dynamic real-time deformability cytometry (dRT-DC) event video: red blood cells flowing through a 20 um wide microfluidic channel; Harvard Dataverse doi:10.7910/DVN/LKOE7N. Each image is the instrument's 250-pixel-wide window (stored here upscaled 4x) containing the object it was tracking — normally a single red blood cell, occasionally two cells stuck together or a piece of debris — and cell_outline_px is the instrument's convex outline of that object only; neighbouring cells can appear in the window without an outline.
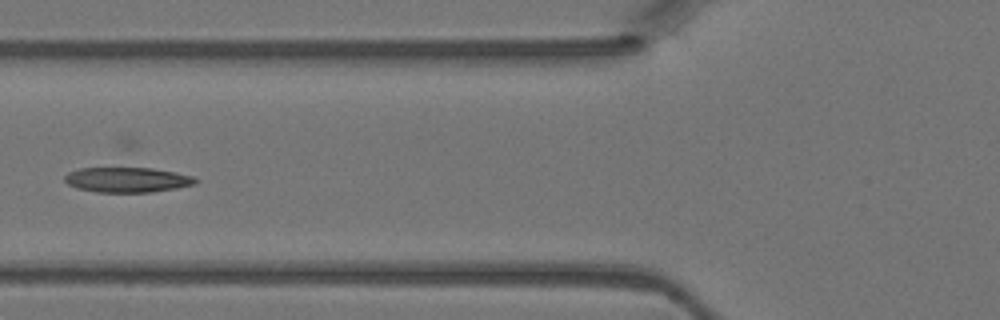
{"species": "Egyptian fruit bat (a non-hibernating species)", "species_latin": "Rousettus aegyptiacus", "temperature_condition": "warm", "stored_images_in_passage": 7, "camera_frame_rate_fps": 3000, "um_per_image_px": 0.085, "animal": {"sex": "female"}, "frame": {"image": 1, "passage_image": 7, "time_ms": 2.0, "image_size_px": [1000, 320], "cell_outline_px": [[200, 180], [196, 184], [176, 188], [152, 192], [96, 192], [76, 188], [68, 184], [64, 180], [64, 176], [68, 172], [80, 168], [124, 164], [152, 168], [176, 172], [196, 176]], "centroid_in_image_um": [10.82, 15.22], "position_along_channel_um": 115.0, "area_um2": 20.35}}